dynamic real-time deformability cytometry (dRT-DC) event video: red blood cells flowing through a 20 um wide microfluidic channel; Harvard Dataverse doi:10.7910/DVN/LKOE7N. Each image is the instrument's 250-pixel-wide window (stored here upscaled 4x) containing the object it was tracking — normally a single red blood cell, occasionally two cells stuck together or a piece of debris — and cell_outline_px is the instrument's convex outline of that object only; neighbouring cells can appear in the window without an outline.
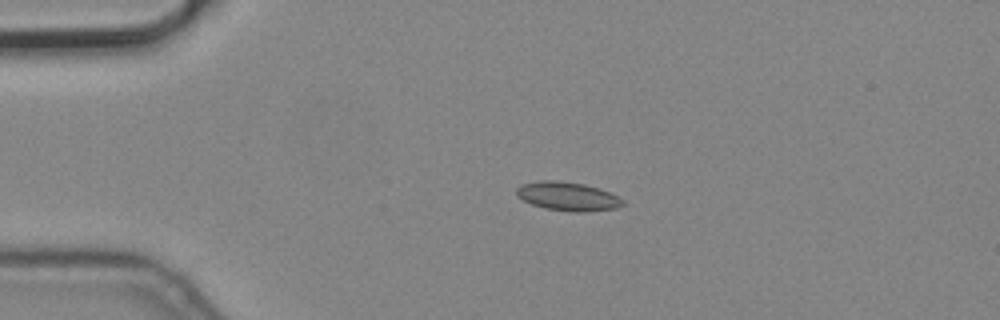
{"species": "common noctule bat (a hibernating species)", "species_latin": "Nyctalus noctula", "temperature_condition": "cold", "stored_images_in_passage": 4, "camera_frame_rate_fps": 3000, "um_per_image_px": 0.085, "animal": {"sex": "male", "body_mass_g": 19.2, "forearm_length_mm": 51.8}, "frame": {"image": 1, "passage_image": 3, "time_ms": 0.667, "image_size_px": [1000, 320], "cell_outline_px": [[624, 204], [616, 208], [584, 212], [572, 212], [544, 208], [532, 204], [516, 196], [516, 188], [520, 184], [540, 180], [556, 180], [584, 184], [600, 188], [624, 200]], "centroid_in_image_um": [48.22, 16.68], "position_along_channel_um": 36.8, "area_um2": 17.86}}